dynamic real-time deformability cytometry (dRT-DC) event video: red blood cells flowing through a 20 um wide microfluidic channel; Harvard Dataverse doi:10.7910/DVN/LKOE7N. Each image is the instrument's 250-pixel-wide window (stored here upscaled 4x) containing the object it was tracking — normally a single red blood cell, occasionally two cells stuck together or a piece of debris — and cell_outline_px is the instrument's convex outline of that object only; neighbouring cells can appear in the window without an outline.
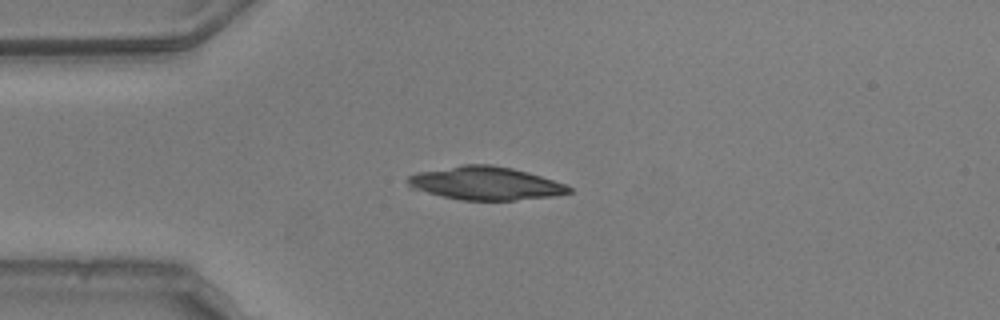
{"species": "common noctule bat (a hibernating species)", "species_latin": "Nyctalus noctula", "temperature_condition": "warm", "stored_images_in_passage": 9, "camera_frame_rate_fps": 3000, "um_per_image_px": 0.085, "animal": {"sex": "male", "body_mass_g": 20.5, "forearm_length_mm": 52.5}, "frame": {"image": 1, "passage_image": 1, "time_ms": 0.0, "image_size_px": [1000, 320], "cell_outline_px": [[572, 192], [552, 196], [516, 200], [460, 200], [408, 188], [408, 176], [416, 172], [464, 164], [492, 164], [512, 168], [528, 172], [564, 184], [572, 188]], "centroid_in_image_um": [41.22, 15.57], "position_along_channel_um": 43.8, "area_um2": 31.15}}